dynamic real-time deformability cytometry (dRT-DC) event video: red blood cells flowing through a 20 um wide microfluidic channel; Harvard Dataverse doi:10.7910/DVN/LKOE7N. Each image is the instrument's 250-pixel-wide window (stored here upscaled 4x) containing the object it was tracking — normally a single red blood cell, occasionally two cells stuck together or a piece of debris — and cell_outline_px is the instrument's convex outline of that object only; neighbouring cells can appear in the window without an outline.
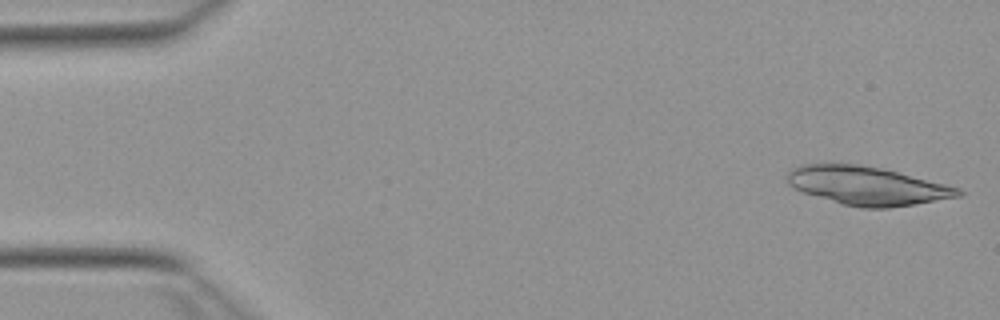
{"species": "Egyptian fruit bat (a non-hibernating species)", "species_latin": "Rousettus aegyptiacus", "temperature_condition": "warm", "stored_images_in_passage": 18, "camera_frame_rate_fps": 3000, "um_per_image_px": 0.085, "animal": {"sex": "female"}, "frame": {"image": 1, "passage_image": 1, "time_ms": 0.0, "image_size_px": [1000, 320], "cell_outline_px": [[964, 192], [960, 196], [916, 204], [888, 208], [860, 208], [840, 204], [804, 192], [788, 184], [784, 176], [792, 168], [804, 164], [856, 164], [880, 168], [960, 188]], "centroid_in_image_um": [73.67, 15.8], "position_along_channel_um": 11.3, "area_um2": 38.03}}